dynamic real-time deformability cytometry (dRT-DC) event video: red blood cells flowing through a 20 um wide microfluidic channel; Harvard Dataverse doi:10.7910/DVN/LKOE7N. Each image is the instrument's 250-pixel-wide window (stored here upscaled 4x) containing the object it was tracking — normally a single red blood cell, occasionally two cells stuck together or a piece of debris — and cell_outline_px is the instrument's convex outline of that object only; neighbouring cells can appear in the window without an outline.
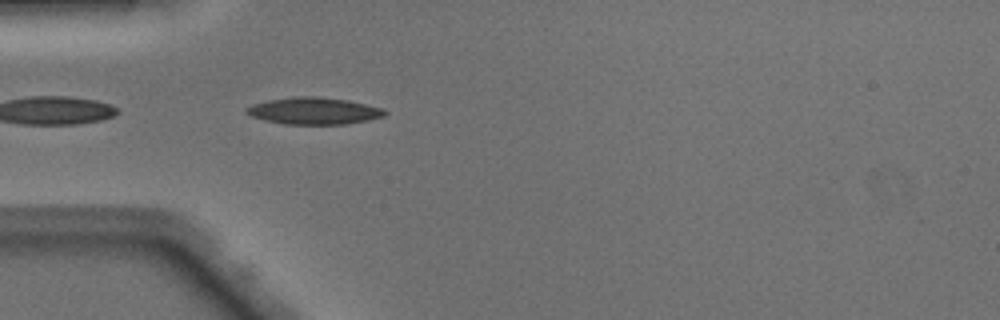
{"species": "Egyptian fruit bat (a non-hibernating species)", "species_latin": "Rousettus aegyptiacus", "temperature_condition": "warm", "stored_images_in_passage": 4, "camera_frame_rate_fps": 3000, "um_per_image_px": 0.085, "animal": {"sex": "male"}, "frame": {"image": 1, "passage_image": 1, "time_ms": 0.0, "image_size_px": [1000, 320], "cell_outline_px": [[388, 112], [384, 116], [368, 120], [344, 124], [284, 124], [264, 120], [252, 116], [244, 112], [244, 108], [252, 104], [268, 100], [292, 96], [316, 96], [348, 100], [384, 108]], "centroid_in_image_um": [26.66, 9.42], "position_along_channel_um": 58.3, "area_um2": 21.85}}